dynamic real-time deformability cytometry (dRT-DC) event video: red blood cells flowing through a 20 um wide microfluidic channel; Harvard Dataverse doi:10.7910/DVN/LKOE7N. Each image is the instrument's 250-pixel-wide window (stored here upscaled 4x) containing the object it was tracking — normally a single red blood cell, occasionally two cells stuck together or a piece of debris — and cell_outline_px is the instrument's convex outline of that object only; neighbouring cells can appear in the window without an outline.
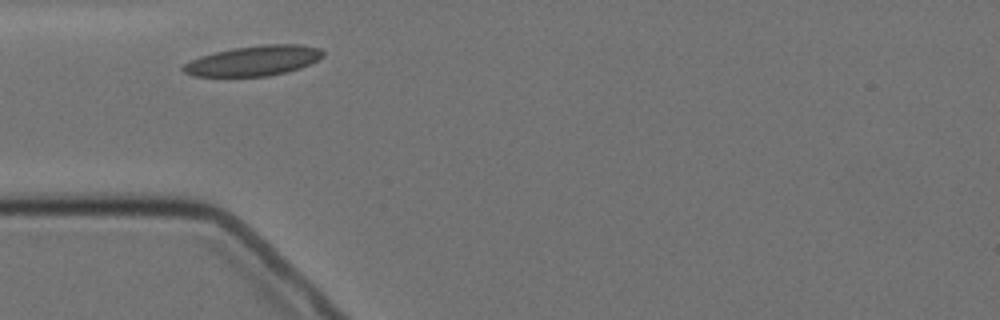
{"species": "Egyptian fruit bat (a non-hibernating species)", "species_latin": "Rousettus aegyptiacus", "temperature_condition": "cold", "stored_images_in_passage": 2, "camera_frame_rate_fps": 3000, "um_per_image_px": 0.085, "animal": {"sex": "female"}, "frame": {"image": 1, "passage_image": 1, "time_ms": 0.0, "image_size_px": [1000, 320], "cell_outline_px": [[324, 56], [300, 68], [268, 76], [192, 76], [184, 72], [180, 68], [184, 64], [200, 56], [216, 52], [236, 48], [264, 44], [300, 44], [320, 48], [324, 52]], "centroid_in_image_um": [21.56, 5.16], "position_along_channel_um": 63.4, "area_um2": 24.28}}
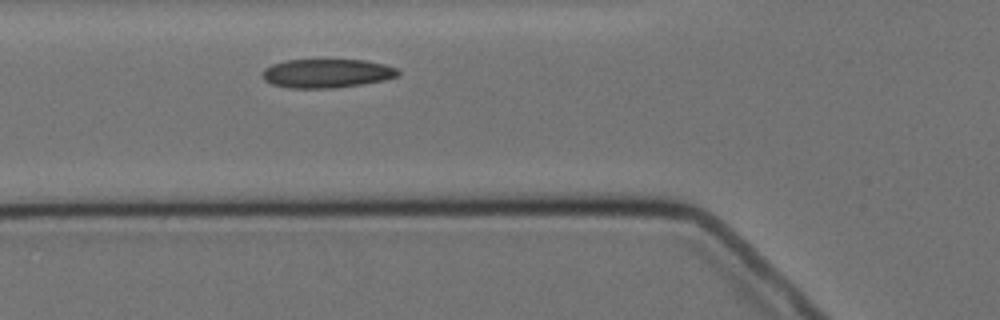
{"frame": {"image": 2, "passage_image": 2, "time_ms": 1.0, "image_size_px": [1000, 320], "cell_outline_px": [[400, 72], [396, 76], [384, 80], [364, 84], [332, 88], [288, 88], [272, 84], [264, 80], [264, 68], [272, 64], [284, 60], [364, 60], [384, 64], [396, 68]], "centroid_in_image_um": [27.77, 6.24], "position_along_channel_um": 98.0, "area_um2": 22.72}}